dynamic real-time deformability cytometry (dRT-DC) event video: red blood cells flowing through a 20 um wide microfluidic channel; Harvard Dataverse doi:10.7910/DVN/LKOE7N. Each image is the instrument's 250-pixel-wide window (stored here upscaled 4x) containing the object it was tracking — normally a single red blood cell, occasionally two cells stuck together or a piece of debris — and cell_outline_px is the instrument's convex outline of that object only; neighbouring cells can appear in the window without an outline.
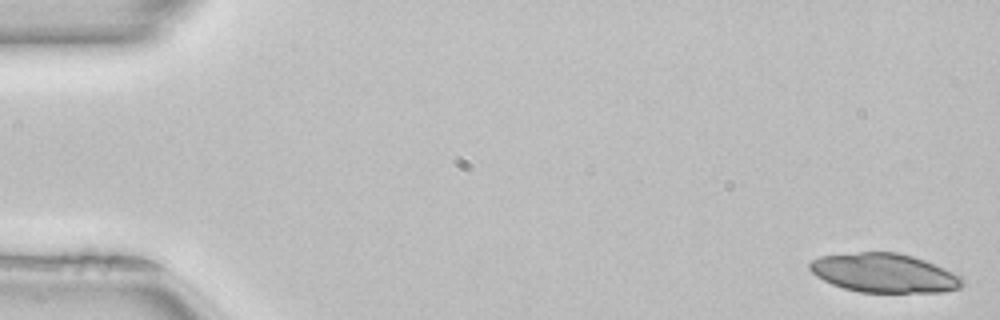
{"species": "common noctule bat (a hibernating species)", "species_latin": "Nyctalus noctula", "temperature_condition": "room temperature", "stored_images_in_passage": 25, "camera_frame_rate_fps": 3000, "um_per_image_px": 0.085, "animal": {"sex": "female", "body_mass_g": 22.7, "forearm_length_mm": 54.2}, "frame": {"image": 1, "passage_image": 1, "time_ms": 0.0, "image_size_px": [1000, 320], "cell_outline_px": [[964, 284], [960, 288], [940, 292], [860, 292], [844, 288], [832, 284], [816, 276], [808, 268], [808, 264], [812, 260], [820, 256], [860, 252], [896, 252], [912, 256], [924, 260], [944, 268], [960, 276], [964, 280]], "centroid_in_image_um": [75.15, 23.2], "position_along_channel_um": 9.9, "area_um2": 34.56}}